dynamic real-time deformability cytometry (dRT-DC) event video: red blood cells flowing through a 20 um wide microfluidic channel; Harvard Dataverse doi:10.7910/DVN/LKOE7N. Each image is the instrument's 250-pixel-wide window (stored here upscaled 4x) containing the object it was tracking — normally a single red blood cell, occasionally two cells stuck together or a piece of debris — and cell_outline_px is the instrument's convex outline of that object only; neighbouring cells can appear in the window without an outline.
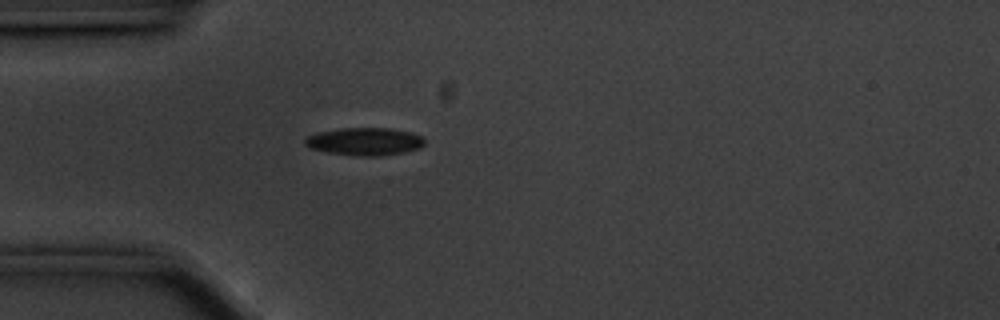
{"species": "common noctule bat (a hibernating species)", "species_latin": "Nyctalus noctula", "temperature_condition": "cold", "stored_images_in_passage": 42, "camera_frame_rate_fps": 3000, "um_per_image_px": 0.085, "animal": {"sex": "male", "body_mass_g": 20.1, "forearm_length_mm": 53.5}, "frame": {"image": 1, "passage_image": 1, "time_ms": 0.0, "image_size_px": [1000, 320], "cell_outline_px": [[424, 144], [420, 148], [404, 152], [380, 156], [360, 156], [328, 152], [308, 148], [304, 144], [304, 140], [308, 136], [316, 132], [340, 128], [392, 128], [412, 132], [420, 136], [424, 140]], "centroid_in_image_um": [30.98, 12.02], "position_along_channel_um": 54.0, "area_um2": 19.42}}
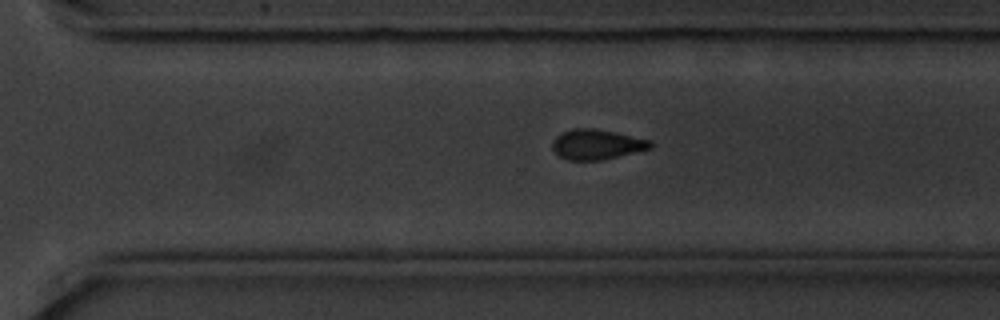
{"frame": {"image": 2, "passage_image": 24, "time_ms": 7.667, "image_size_px": [1000, 320], "cell_outline_px": [[652, 148], [600, 160], [568, 160], [560, 156], [552, 148], [552, 140], [560, 132], [576, 128], [596, 128], [616, 132], [652, 140]], "centroid_in_image_um": [50.71, 12.26], "position_along_channel_um": 319.9, "area_um2": 17.22}}
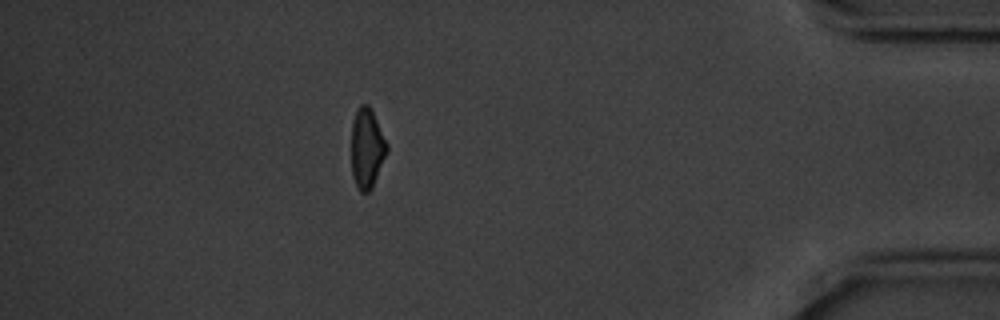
{"frame": {"image": 3, "passage_image": 35, "time_ms": 11.333, "image_size_px": [1000, 320], "cell_outline_px": [[388, 148], [372, 188], [368, 192], [360, 192], [352, 176], [352, 120], [360, 104], [368, 104], [388, 144]], "centroid_in_image_um": [31.18, 12.61], "position_along_channel_um": 404.0, "area_um2": 16.24}, "authors_computed_cell_mechanics": {"area_um2": 17.7157, "velocity_mm_per_s": 3.5392, "shape_relaxation_time_tau1_ms": 2.4409, "shape_relaxation_time_tau2_ms": 5.7535, "deformation_change_tau1": 0.1077, "deformation_change_tau2": 0.1066}}